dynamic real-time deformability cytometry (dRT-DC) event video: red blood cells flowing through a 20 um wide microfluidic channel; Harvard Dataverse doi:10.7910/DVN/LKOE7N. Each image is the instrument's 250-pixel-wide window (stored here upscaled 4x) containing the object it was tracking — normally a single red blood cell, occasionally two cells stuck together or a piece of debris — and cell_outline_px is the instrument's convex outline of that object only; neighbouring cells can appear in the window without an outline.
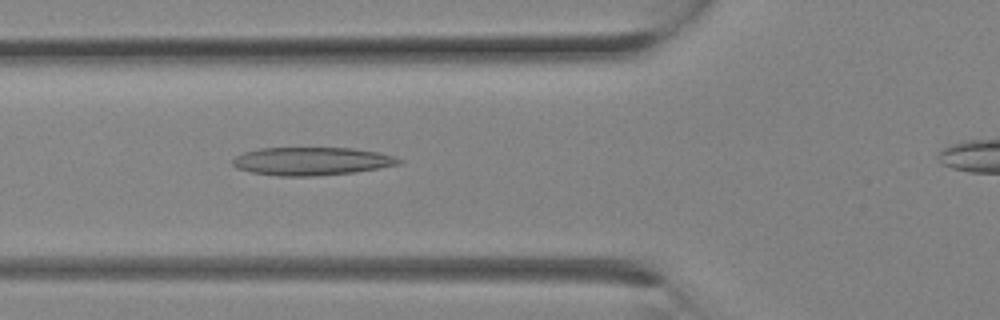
{"species": "Egyptian fruit bat (a non-hibernating species)", "species_latin": "Rousettus aegyptiacus", "temperature_condition": "room temperature", "stored_images_in_passage": 9, "camera_frame_rate_fps": 3000, "um_per_image_px": 0.085, "animal": {"sex": "female"}, "frame": {"image": 1, "passage_image": 8, "time_ms": 2.333, "image_size_px": [1000, 320], "cell_outline_px": [[404, 160], [400, 164], [380, 168], [356, 172], [316, 176], [276, 176], [252, 172], [236, 168], [232, 164], [232, 160], [236, 156], [244, 152], [260, 148], [352, 148], [380, 152]], "centroid_in_image_um": [26.5, 13.7], "position_along_channel_um": 99.3, "area_um2": 27.34}}